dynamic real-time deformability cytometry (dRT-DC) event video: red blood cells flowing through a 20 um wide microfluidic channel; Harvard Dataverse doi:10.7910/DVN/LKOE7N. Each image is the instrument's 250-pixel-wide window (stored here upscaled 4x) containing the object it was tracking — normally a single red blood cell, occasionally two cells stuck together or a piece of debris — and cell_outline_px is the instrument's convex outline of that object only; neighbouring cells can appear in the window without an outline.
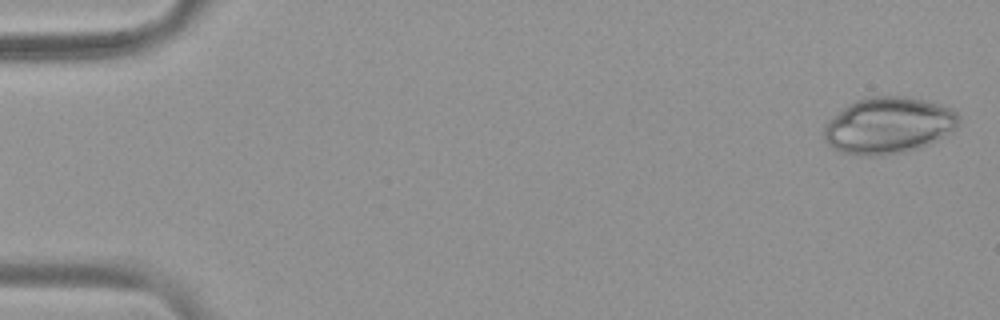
{"species": "common noctule bat (a hibernating species)", "species_latin": "Nyctalus noctula", "temperature_condition": "warm", "stored_images_in_passage": 54, "camera_frame_rate_fps": 3000, "um_per_image_px": 0.085, "animal": {"sex": "female", "body_mass_g": 19.9}, "frame": {"image": 1, "passage_image": 2, "time_ms": 0.333, "image_size_px": [1000, 320], "cell_outline_px": [[960, 124], [956, 128], [944, 136], [920, 148], [904, 152], [884, 156], [856, 156], [840, 152], [832, 148], [824, 140], [824, 124], [832, 116], [848, 104], [856, 100], [868, 96], [904, 96], [924, 100], [940, 104], [952, 108], [960, 116]], "centroid_in_image_um": [75.5, 10.67], "position_along_channel_um": 9.5, "area_um2": 45.03}}
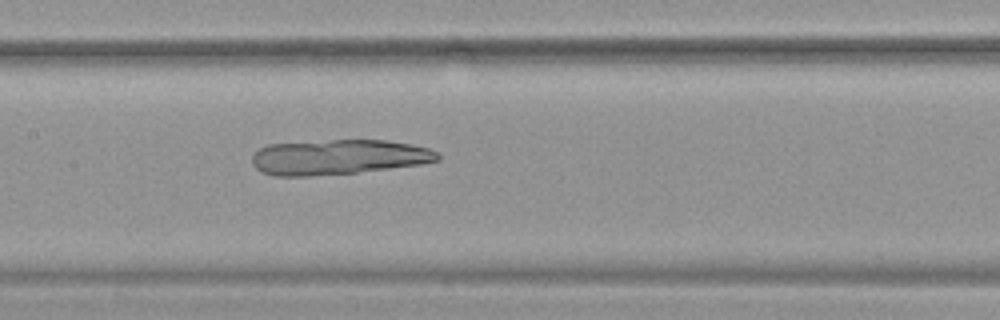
{"frame": {"image": 2, "passage_image": 27, "time_ms": 8.667, "image_size_px": [1000, 320], "cell_outline_px": [[440, 160], [420, 164], [356, 172], [308, 176], [272, 176], [260, 172], [252, 164], [252, 156], [260, 148], [268, 144], [332, 140], [388, 140], [412, 144], [428, 148], [440, 152]], "centroid_in_image_um": [28.76, 13.35], "position_along_channel_um": 178.6, "area_um2": 37.97}}
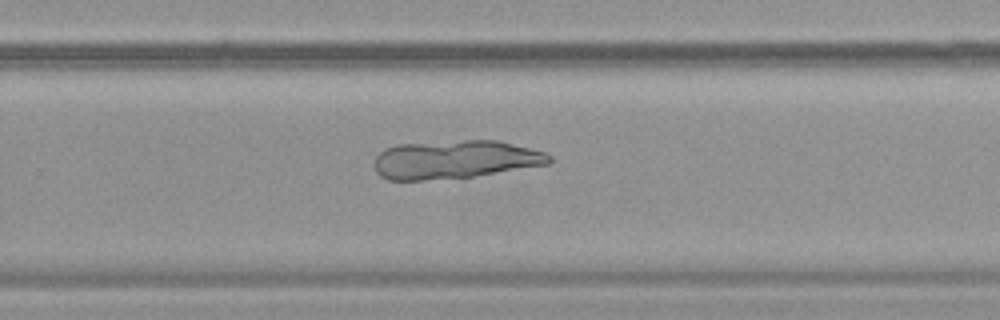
{"frame": {"image": 3, "passage_image": 36, "time_ms": 11.667, "image_size_px": [1000, 320], "cell_outline_px": [[552, 160], [548, 164], [472, 176], [424, 180], [388, 180], [380, 176], [376, 172], [376, 156], [384, 148], [396, 144], [464, 140], [496, 140], [544, 152], [552, 156]], "centroid_in_image_um": [38.63, 13.55], "position_along_channel_um": 291.2, "area_um2": 38.78}}